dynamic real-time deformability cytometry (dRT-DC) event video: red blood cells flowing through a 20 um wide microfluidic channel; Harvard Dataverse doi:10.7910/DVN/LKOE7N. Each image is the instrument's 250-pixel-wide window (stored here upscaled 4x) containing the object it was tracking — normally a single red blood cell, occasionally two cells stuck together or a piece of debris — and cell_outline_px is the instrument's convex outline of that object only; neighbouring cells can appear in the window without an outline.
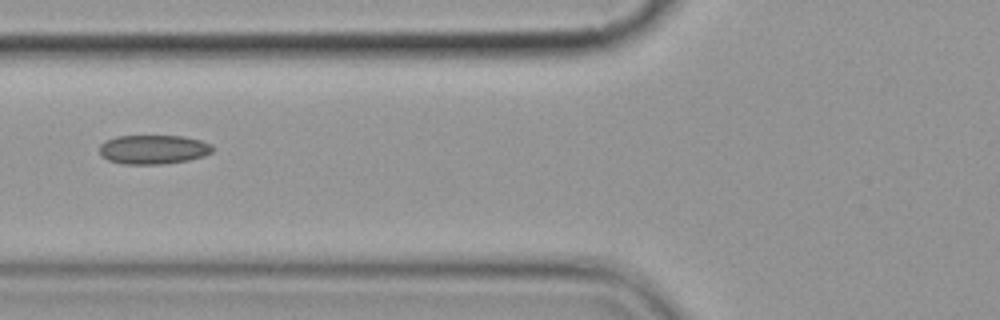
{"species": "common noctule bat (a hibernating species)", "species_latin": "Nyctalus noctula", "temperature_condition": "cold", "stored_images_in_passage": 12, "camera_frame_rate_fps": 3000, "um_per_image_px": 0.085, "animal": {"sex": "female", "body_mass_g": 19.9}, "frame": {"image": 1, "passage_image": 3, "time_ms": 2.333, "image_size_px": [1000, 320], "cell_outline_px": [[212, 152], [204, 156], [188, 160], [160, 164], [124, 164], [108, 160], [100, 152], [100, 144], [104, 140], [116, 136], [184, 136], [200, 140], [212, 144]], "centroid_in_image_um": [13.03, 12.69], "position_along_channel_um": 112.8, "area_um2": 19.19}}
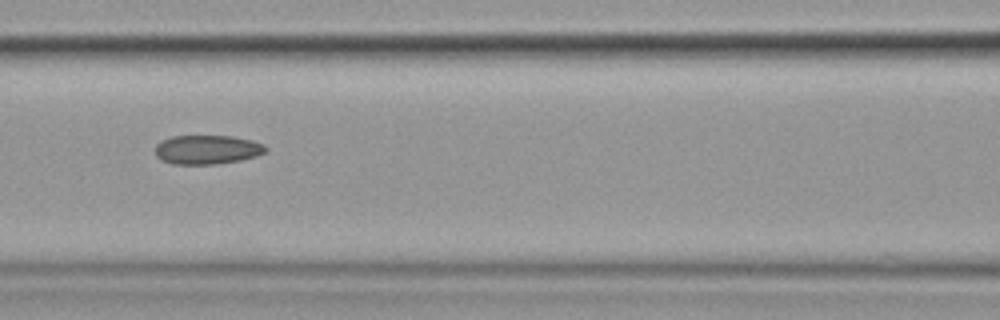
{"frame": {"image": 2, "passage_image": 4, "time_ms": 3.333, "image_size_px": [1000, 320], "cell_outline_px": [[268, 152], [256, 156], [240, 160], [212, 164], [172, 164], [160, 160], [156, 156], [156, 144], [160, 140], [172, 136], [232, 136], [252, 140], [264, 144], [268, 148]], "centroid_in_image_um": [17.61, 12.71], "position_along_channel_um": 149.0, "area_um2": 18.9}}
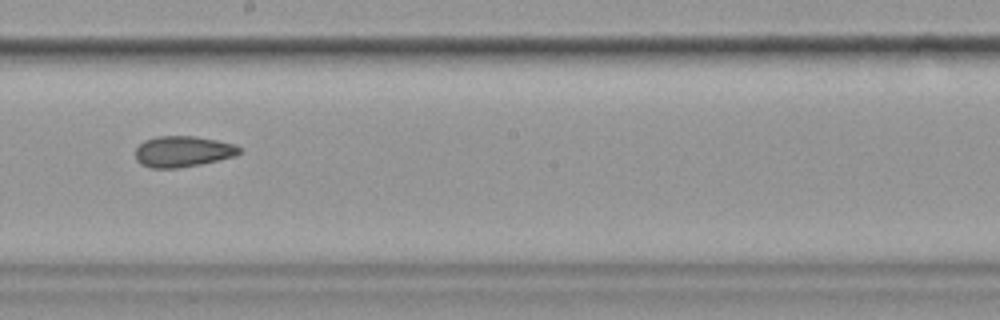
{"frame": {"image": 3, "passage_image": 6, "time_ms": 5.667, "image_size_px": [1000, 320], "cell_outline_px": [[240, 152], [236, 156], [220, 160], [200, 164], [176, 168], [152, 168], [140, 164], [136, 160], [136, 148], [144, 140], [156, 136], [192, 136], [216, 140], [236, 144], [240, 148]], "centroid_in_image_um": [15.54, 12.88], "position_along_channel_um": 232.7, "area_um2": 18.79}}